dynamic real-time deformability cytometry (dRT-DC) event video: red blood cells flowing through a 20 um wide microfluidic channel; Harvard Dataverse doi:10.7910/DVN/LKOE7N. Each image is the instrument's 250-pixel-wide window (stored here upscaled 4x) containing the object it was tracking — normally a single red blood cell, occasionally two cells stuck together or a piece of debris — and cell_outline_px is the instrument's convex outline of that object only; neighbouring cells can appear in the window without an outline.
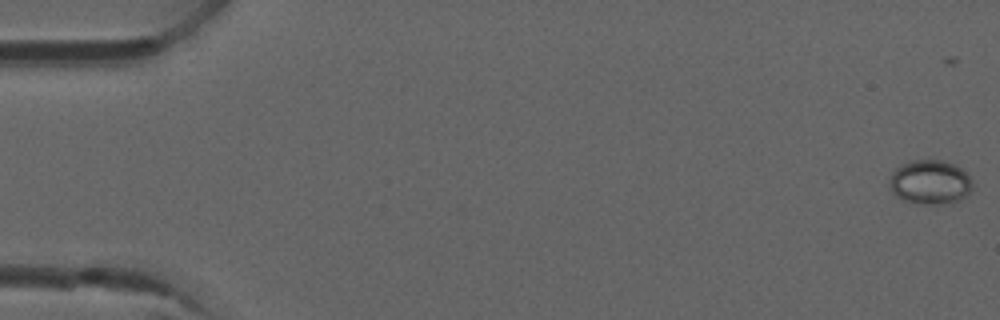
{"species": "common noctule bat (a hibernating species)", "species_latin": "Nyctalus noctula", "temperature_condition": "room temperature", "stored_images_in_passage": 5, "camera_frame_rate_fps": 3000, "um_per_image_px": 0.085, "animal": {"sex": "male", "forearm_length_mm": 52.5}, "frame": {"image": 1, "passage_image": 1, "time_ms": 0.0, "image_size_px": [1000, 320], "cell_outline_px": [[972, 188], [960, 200], [952, 204], [916, 204], [904, 200], [896, 196], [892, 192], [888, 180], [892, 172], [896, 168], [912, 160], [940, 160], [956, 164], [968, 176], [972, 184]], "centroid_in_image_um": [79.03, 15.5], "position_along_channel_um": 6.0, "area_um2": 21.5}}